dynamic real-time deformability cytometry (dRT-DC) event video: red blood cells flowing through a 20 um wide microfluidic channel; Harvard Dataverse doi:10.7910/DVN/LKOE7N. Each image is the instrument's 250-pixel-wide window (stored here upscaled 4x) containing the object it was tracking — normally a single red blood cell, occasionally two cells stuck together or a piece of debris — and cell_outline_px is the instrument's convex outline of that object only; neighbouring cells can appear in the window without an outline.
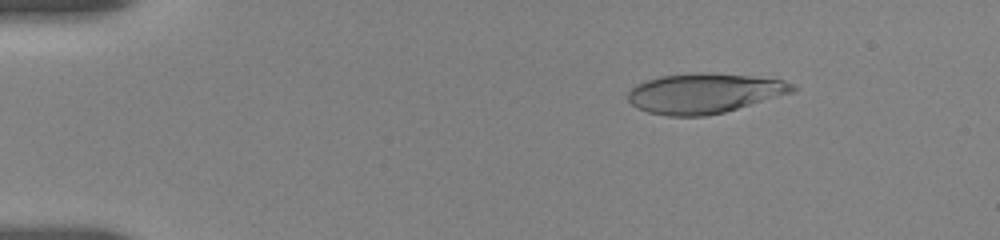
{"species": "human", "species_latin": "Homo sapiens", "temperature_condition": "room temperature", "stored_images_in_passage": 11, "camera_frame_rate_fps": 3000, "um_per_image_px": 0.085, "donor": {"sex": "female"}, "frame": {"image": 1, "passage_image": 4, "time_ms": 2.333, "image_size_px": [1000, 240], "cell_outline_px": [[796, 88], [792, 92], [724, 112], [704, 116], [668, 116], [648, 112], [636, 108], [628, 100], [628, 92], [636, 84], [644, 80], [660, 76], [692, 72], [708, 72], [748, 76], [784, 80], [792, 84]], "centroid_in_image_um": [59.79, 7.92], "position_along_channel_um": 25.2, "area_um2": 38.21}}
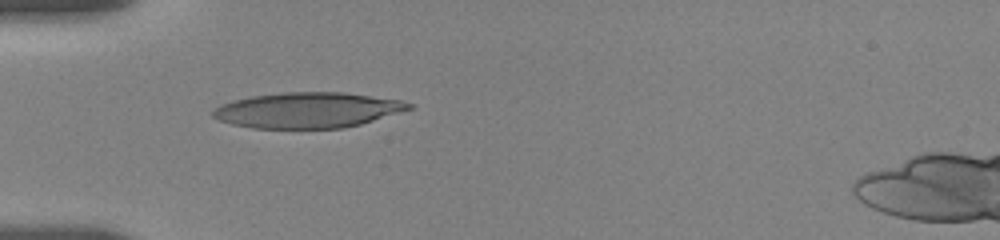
{"frame": {"image": 2, "passage_image": 8, "time_ms": 5.333, "image_size_px": [1000, 240], "cell_outline_px": [[416, 108], [360, 124], [344, 128], [252, 128], [232, 124], [220, 120], [212, 116], [212, 108], [220, 104], [232, 100], [252, 96], [284, 92], [344, 92], [400, 100], [412, 104]], "centroid_in_image_um": [26.15, 9.36], "position_along_channel_um": 58.9, "area_um2": 40.69}}
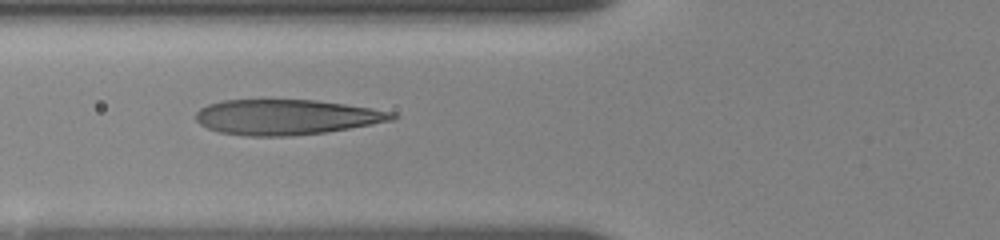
{"frame": {"image": 3, "passage_image": 10, "time_ms": 6.667, "image_size_px": [1000, 240], "cell_outline_px": [[400, 116], [392, 120], [372, 124], [324, 132], [292, 136], [248, 136], [220, 132], [208, 128], [200, 124], [196, 120], [196, 112], [200, 108], [208, 104], [224, 100], [316, 100], [372, 108], [396, 112]], "centroid_in_image_um": [24.35, 9.95], "position_along_channel_um": 101.4, "area_um2": 40.23}}